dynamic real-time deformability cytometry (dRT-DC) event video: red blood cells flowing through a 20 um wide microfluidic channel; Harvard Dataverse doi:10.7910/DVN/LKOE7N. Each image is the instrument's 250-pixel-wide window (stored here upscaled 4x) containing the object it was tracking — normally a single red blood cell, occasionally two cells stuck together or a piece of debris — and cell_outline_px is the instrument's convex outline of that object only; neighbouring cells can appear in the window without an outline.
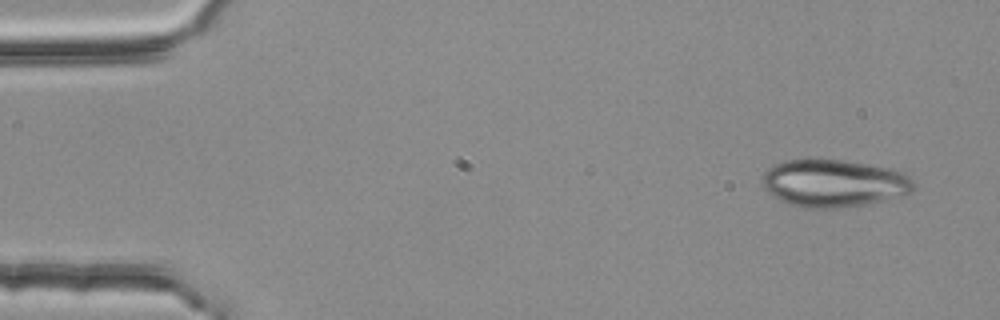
{"species": "common noctule bat (a hibernating species)", "species_latin": "Nyctalus noctula", "temperature_condition": "room temperature", "stored_images_in_passage": 4, "camera_frame_rate_fps": 3000, "um_per_image_px": 0.085, "animal": {"sex": "female", "body_mass_g": 25.1}, "frame": {"image": 1, "passage_image": 1, "time_ms": 0.0, "image_size_px": [1000, 320], "cell_outline_px": [[916, 184], [908, 192], [884, 200], [868, 204], [840, 208], [804, 208], [788, 204], [780, 200], [768, 192], [760, 184], [764, 172], [772, 164], [788, 160], [840, 160], [892, 168], [904, 172]], "centroid_in_image_um": [70.83, 15.58], "position_along_channel_um": 14.2, "area_um2": 41.85}}